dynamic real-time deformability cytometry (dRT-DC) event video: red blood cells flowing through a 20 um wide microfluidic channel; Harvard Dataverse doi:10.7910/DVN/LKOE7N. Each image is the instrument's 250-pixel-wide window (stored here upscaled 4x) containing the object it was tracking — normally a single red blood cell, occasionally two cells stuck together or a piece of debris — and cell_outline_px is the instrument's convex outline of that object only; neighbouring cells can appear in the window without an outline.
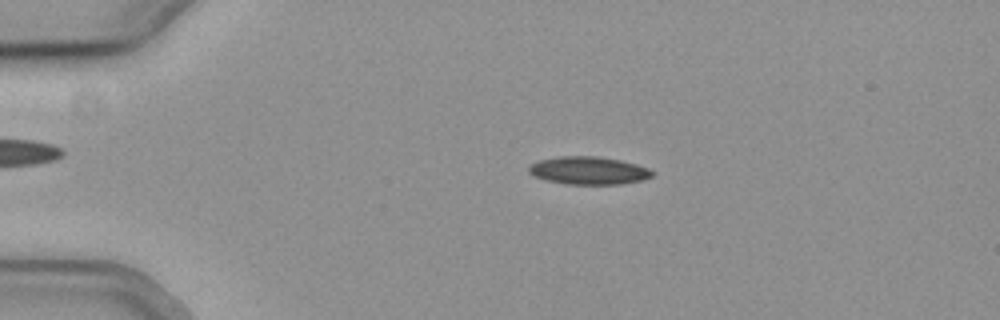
{"species": "common noctule bat (a hibernating species)", "species_latin": "Nyctalus noctula", "temperature_condition": "cold", "stored_images_in_passage": 55, "camera_frame_rate_fps": 3000, "um_per_image_px": 0.085, "animal": {"sex": "female", "body_mass_g": 19.3, "forearm_length_mm": 54.1}, "frame": {"image": 1, "passage_image": 12, "time_ms": 3.667, "image_size_px": [1000, 320], "cell_outline_px": [[656, 172], [652, 176], [644, 180], [620, 184], [564, 184], [548, 180], [536, 176], [528, 172], [528, 164], [540, 160], [556, 156], [600, 156], [620, 160], [636, 164], [648, 168]], "centroid_in_image_um": [50.04, 14.49], "position_along_channel_um": 35.0, "area_um2": 20.17}}
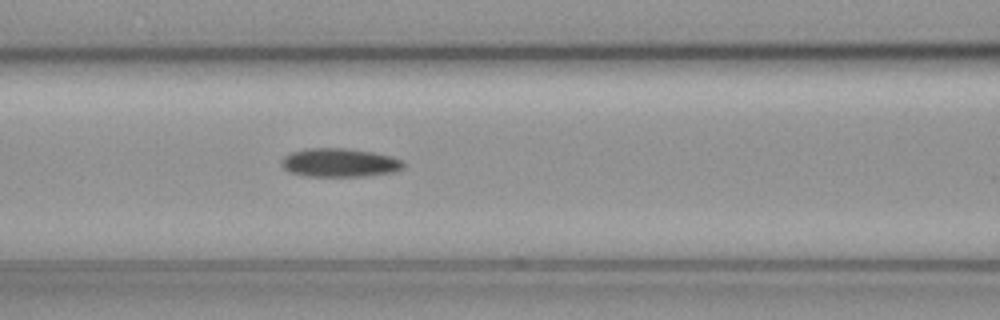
{"frame": {"image": 2, "passage_image": 24, "time_ms": 7.667, "image_size_px": [1000, 320], "cell_outline_px": [[404, 168], [396, 172], [364, 176], [304, 176], [292, 172], [284, 168], [284, 156], [292, 152], [308, 148], [344, 148], [372, 152], [388, 156], [400, 160], [404, 164]], "centroid_in_image_um": [28.9, 13.83], "position_along_channel_um": 137.7, "area_um2": 20.0}}
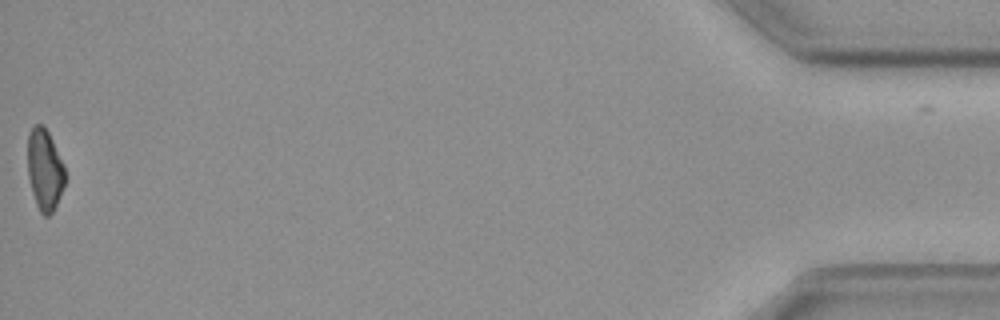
{"frame": {"image": 3, "passage_image": 55, "time_ms": 18.0, "image_size_px": [1000, 320], "cell_outline_px": [[64, 184], [56, 204], [52, 212], [48, 216], [44, 216], [40, 212], [36, 204], [32, 192], [28, 176], [28, 132], [36, 124], [44, 124], [64, 164]], "centroid_in_image_um": [3.78, 14.4], "position_along_channel_um": 431.4, "area_um2": 17.51}, "authors_computed_cell_mechanics": {"area_um2": 19.4208, "velocity_mm_per_s": 3.8126, "shape_relaxation_time_tau1_ms": 4.7687, "shape_relaxation_time_tau2_ms": null, "deformation_change_tau1": 0.0829, "deformation_change_tau2": null}}